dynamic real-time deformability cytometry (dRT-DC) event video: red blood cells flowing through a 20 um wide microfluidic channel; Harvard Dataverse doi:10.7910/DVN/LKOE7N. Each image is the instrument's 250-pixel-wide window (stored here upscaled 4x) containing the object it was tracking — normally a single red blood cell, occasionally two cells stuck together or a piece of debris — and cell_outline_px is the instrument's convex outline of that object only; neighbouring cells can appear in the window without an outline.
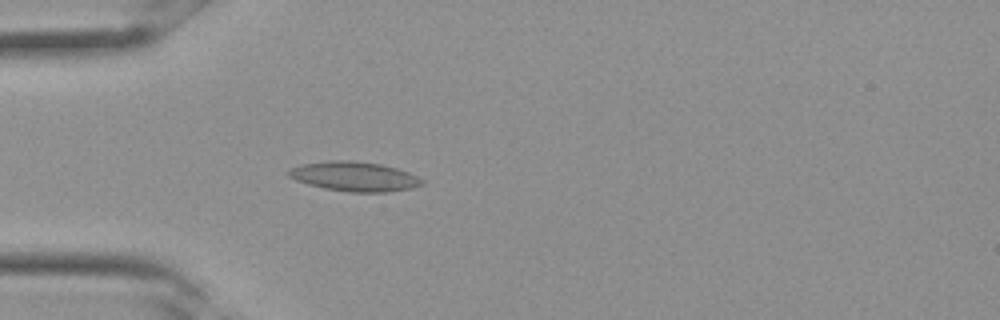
{"species": "Egyptian fruit bat (a non-hibernating species)", "species_latin": "Rousettus aegyptiacus", "temperature_condition": "room temperature", "stored_images_in_passage": 29, "camera_frame_rate_fps": 3000, "um_per_image_px": 0.085, "frame": {"image": 1, "passage_image": 9, "time_ms": 2.667, "image_size_px": [1000, 320], "cell_outline_px": [[424, 184], [412, 188], [388, 192], [348, 192], [324, 188], [308, 184], [296, 180], [288, 176], [288, 168], [300, 164], [328, 160], [352, 160], [380, 164], [396, 168], [408, 172], [424, 180]], "centroid_in_image_um": [30.1, 14.99], "position_along_channel_um": 54.9, "area_um2": 23.12}}
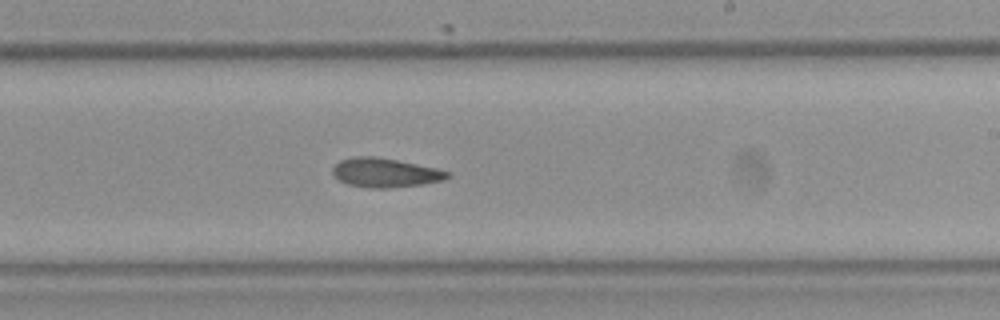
{"frame": {"image": 2, "passage_image": 19, "time_ms": 6.0, "image_size_px": [1000, 320], "cell_outline_px": [[452, 176], [444, 180], [424, 184], [388, 188], [368, 188], [348, 184], [340, 180], [332, 172], [332, 168], [340, 160], [356, 156], [376, 156], [436, 168], [452, 172]], "centroid_in_image_um": [32.78, 14.68], "position_along_channel_um": 256.2, "area_um2": 19.54}}
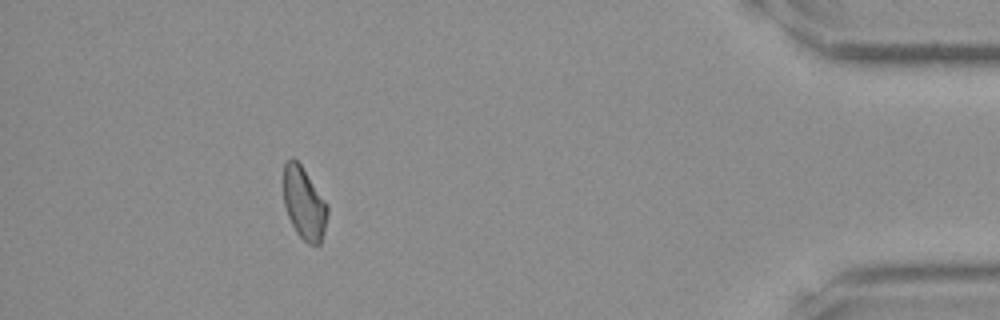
{"frame": {"image": 3, "passage_image": 29, "time_ms": 9.333, "image_size_px": [1000, 320], "cell_outline_px": [[328, 212], [324, 232], [320, 244], [308, 244], [296, 232], [288, 216], [284, 204], [284, 164], [292, 156], [300, 164], [328, 204]], "centroid_in_image_um": [25.85, 17.29], "position_along_channel_um": 409.3, "area_um2": 18.38}}